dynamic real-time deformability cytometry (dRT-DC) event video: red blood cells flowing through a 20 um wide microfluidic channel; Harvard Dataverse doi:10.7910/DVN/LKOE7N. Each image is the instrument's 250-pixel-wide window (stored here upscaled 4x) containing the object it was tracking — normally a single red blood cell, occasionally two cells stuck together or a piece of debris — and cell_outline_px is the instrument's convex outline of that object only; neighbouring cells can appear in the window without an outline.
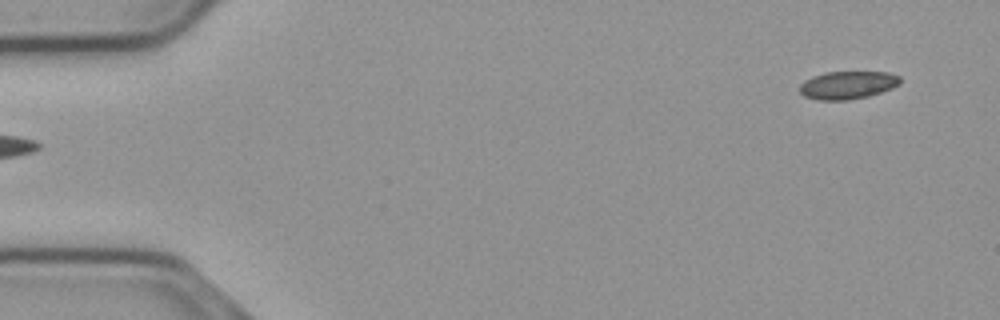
{"species": "common noctule bat (a hibernating species)", "species_latin": "Nyctalus noctula", "temperature_condition": "cold", "stored_images_in_passage": 53, "camera_frame_rate_fps": 3000, "um_per_image_px": 0.085, "animal": {"sex": "male", "body_mass_g": 23.1, "forearm_length_mm": 52.7}, "frame": {"image": 1, "passage_image": 1, "time_ms": 0.0, "image_size_px": [1000, 320], "cell_outline_px": [[900, 84], [892, 88], [868, 96], [848, 100], [820, 100], [804, 96], [800, 92], [800, 84], [804, 80], [812, 76], [824, 72], [888, 72], [900, 76]], "centroid_in_image_um": [72.04, 7.22], "position_along_channel_um": 13.0, "area_um2": 16.36}}
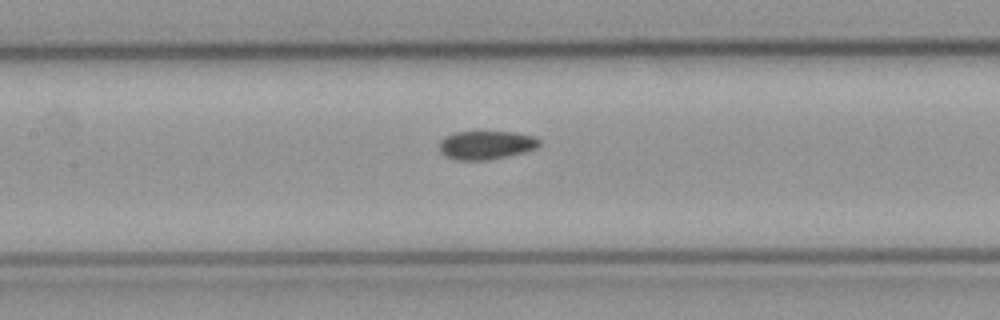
{"frame": {"image": 2, "passage_image": 23, "time_ms": 7.333, "image_size_px": [1000, 320], "cell_outline_px": [[540, 144], [536, 148], [524, 152], [488, 160], [456, 160], [444, 156], [440, 152], [440, 140], [444, 136], [456, 132], [512, 132], [532, 136], [540, 140]], "centroid_in_image_um": [41.28, 12.33], "position_along_channel_um": 166.1, "area_um2": 16.59}}
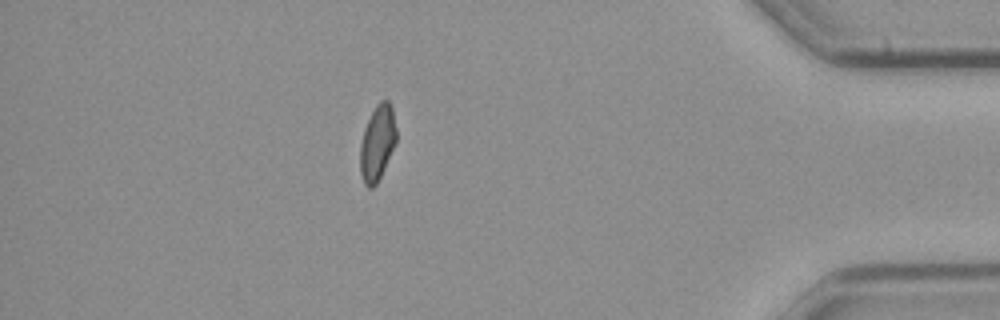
{"frame": {"image": 3, "passage_image": 46, "time_ms": 15.0, "image_size_px": [1000, 320], "cell_outline_px": [[396, 144], [376, 184], [372, 188], [368, 188], [364, 184], [360, 172], [360, 144], [364, 128], [376, 104], [380, 100], [388, 100], [392, 108], [396, 128]], "centroid_in_image_um": [32.07, 12.14], "position_along_channel_um": 403.1, "area_um2": 15.9}, "authors_computed_cell_mechanics": {"area_um2": 16.5886, "velocity_mm_per_s": 3.698, "shape_relaxation_time_tau1_ms": null, "shape_relaxation_time_tau2_ms": 5.9904, "deformation_change_tau1": null, "deformation_change_tau2": 0.0898}}